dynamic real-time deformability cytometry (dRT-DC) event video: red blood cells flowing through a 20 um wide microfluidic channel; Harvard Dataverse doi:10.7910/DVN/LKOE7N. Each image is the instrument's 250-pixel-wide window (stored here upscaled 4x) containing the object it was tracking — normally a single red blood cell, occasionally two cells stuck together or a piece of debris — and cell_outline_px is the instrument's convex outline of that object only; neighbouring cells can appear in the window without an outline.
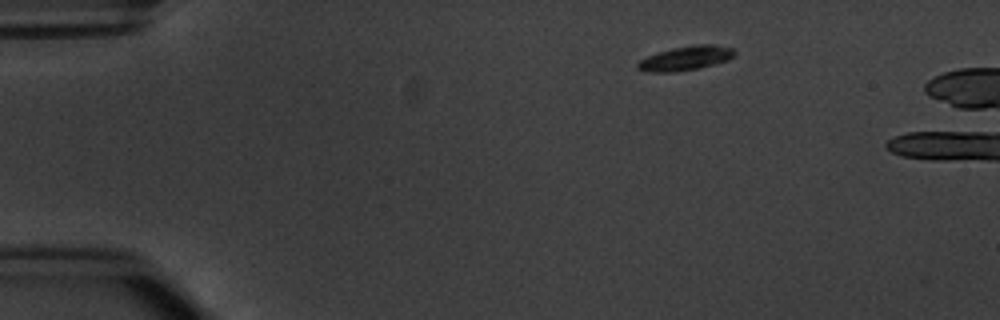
{"species": "common noctule bat (a hibernating species)", "species_latin": "Nyctalus noctula", "temperature_condition": "warm", "stored_images_in_passage": 3, "camera_frame_rate_fps": 3000, "um_per_image_px": 0.085, "animal": {"sex": "male", "body_mass_g": 20.1, "forearm_length_mm": 53.5}, "frame": {"image": 1, "passage_image": 1, "time_ms": 0.0, "image_size_px": [1000, 320], "cell_outline_px": [[736, 52], [728, 60], [700, 68], [676, 72], [648, 72], [636, 68], [636, 64], [640, 60], [648, 56], [672, 48], [696, 44], [716, 44], [732, 48]], "centroid_in_image_um": [58.29, 4.95], "position_along_channel_um": 26.7, "area_um2": 13.7}}